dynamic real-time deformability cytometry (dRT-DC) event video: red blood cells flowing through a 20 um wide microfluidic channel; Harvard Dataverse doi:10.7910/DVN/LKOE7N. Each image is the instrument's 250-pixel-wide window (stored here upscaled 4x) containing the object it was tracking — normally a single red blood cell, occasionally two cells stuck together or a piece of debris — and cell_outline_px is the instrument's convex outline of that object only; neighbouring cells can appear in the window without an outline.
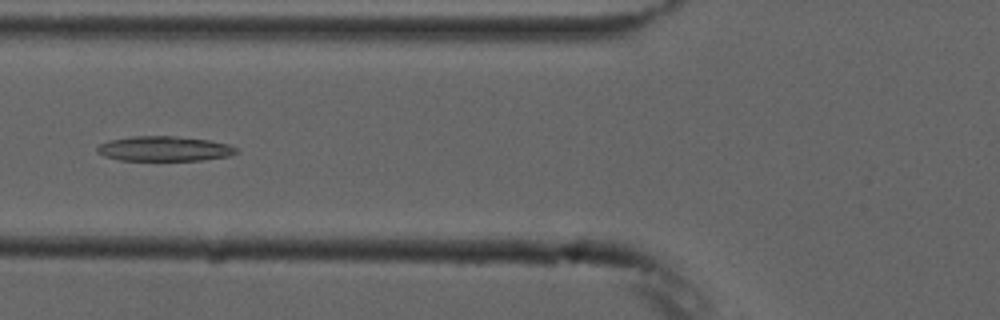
{"species": "common noctule bat (a hibernating species)", "species_latin": "Nyctalus noctula", "temperature_condition": "cold", "stored_images_in_passage": 8, "camera_frame_rate_fps": 3000, "um_per_image_px": 0.085, "animal": {"sex": "male", "forearm_length_mm": 52.5}, "frame": {"image": 1, "passage_image": 6, "time_ms": 6.667, "image_size_px": [1000, 320], "cell_outline_px": [[240, 152], [232, 156], [200, 160], [120, 160], [104, 156], [96, 152], [96, 148], [100, 144], [108, 140], [136, 136], [172, 136], [208, 140], [228, 144], [236, 148]], "centroid_in_image_um": [13.98, 12.64], "position_along_channel_um": 111.8, "area_um2": 20.17}}
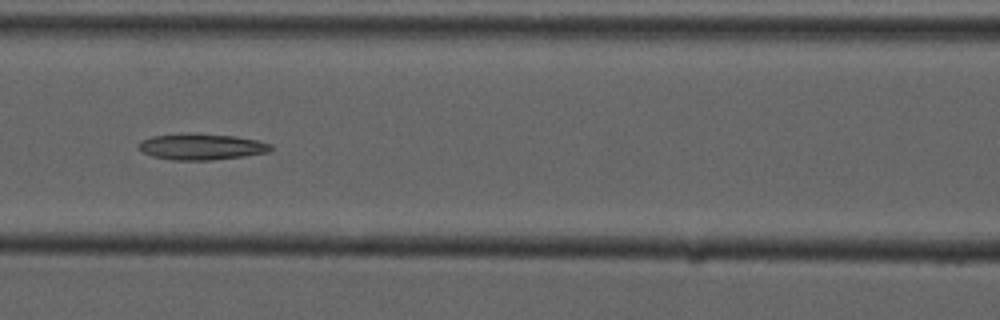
{"frame": {"image": 2, "passage_image": 7, "time_ms": 7.667, "image_size_px": [1000, 320], "cell_outline_px": [[272, 148], [268, 152], [244, 156], [212, 160], [172, 160], [152, 156], [144, 152], [140, 148], [140, 140], [152, 136], [196, 132], [200, 132], [236, 136], [256, 140], [272, 144]], "centroid_in_image_um": [17.14, 12.45], "position_along_channel_um": 149.5, "area_um2": 20.29}}
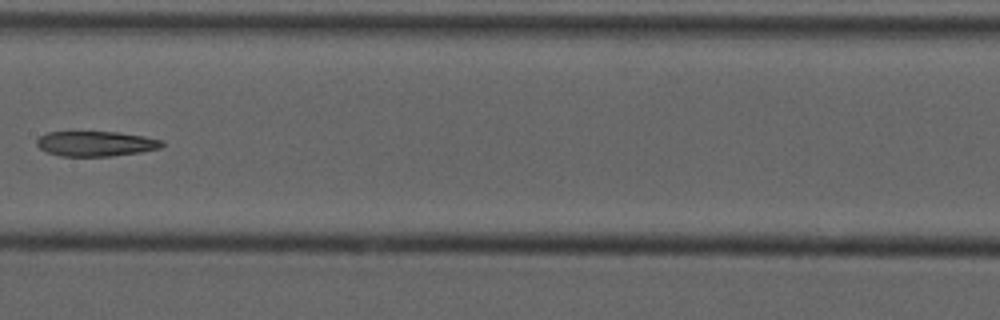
{"frame": {"image": 3, "passage_image": 8, "time_ms": 9.0, "image_size_px": [1000, 320], "cell_outline_px": [[164, 144], [160, 148], [140, 152], [112, 156], [60, 156], [48, 152], [40, 148], [36, 144], [36, 140], [40, 136], [48, 132], [120, 132], [144, 136], [164, 140]], "centroid_in_image_um": [8.17, 12.21], "position_along_channel_um": 199.2, "area_um2": 18.32}}